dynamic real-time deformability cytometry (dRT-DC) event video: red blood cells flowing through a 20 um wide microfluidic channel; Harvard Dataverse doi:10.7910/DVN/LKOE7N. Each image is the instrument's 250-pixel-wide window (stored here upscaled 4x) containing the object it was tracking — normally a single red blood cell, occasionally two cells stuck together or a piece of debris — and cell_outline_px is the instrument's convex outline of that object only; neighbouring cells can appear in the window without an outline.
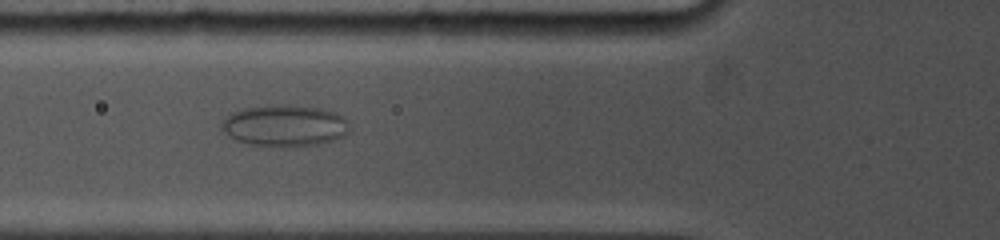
{"species": "common noctule bat (a hibernating species)", "species_latin": "Nyctalus noctula", "temperature_condition": "cold", "stored_images_in_passage": 45, "camera_frame_rate_fps": 5000, "um_per_image_px": 0.085, "animal": {"sex": "female", "body_mass_g": 19.0, "forearm_length_mm": 53.3}, "frame": {"image": 1, "passage_image": 14, "time_ms": 6.0, "image_size_px": [1000, 240], "cell_outline_px": [[348, 132], [344, 136], [332, 140], [316, 144], [288, 148], [272, 148], [252, 144], [236, 140], [228, 136], [220, 128], [220, 124], [232, 112], [244, 108], [272, 104], [284, 104], [316, 108], [336, 112], [344, 116], [348, 124]], "centroid_in_image_um": [24.17, 10.69], "position_along_channel_um": 101.6, "area_um2": 31.33}}
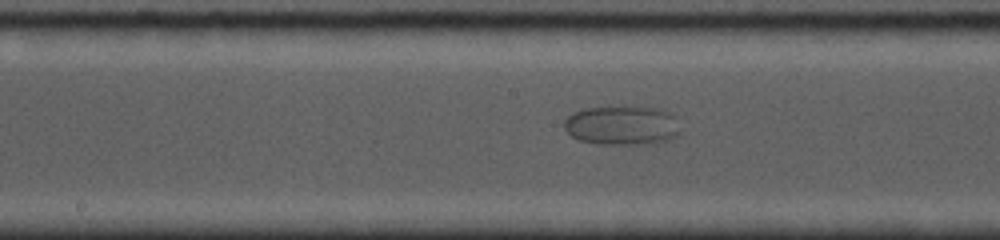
{"frame": {"image": 2, "passage_image": 22, "time_ms": 8.6, "image_size_px": [1000, 240], "cell_outline_px": [[680, 132], [676, 136], [668, 140], [652, 144], [600, 144], [580, 140], [572, 136], [564, 128], [564, 120], [568, 116], [576, 112], [588, 108], [664, 108], [676, 116]], "centroid_in_image_um": [52.93, 10.68], "position_along_channel_um": 195.3, "area_um2": 26.36}}
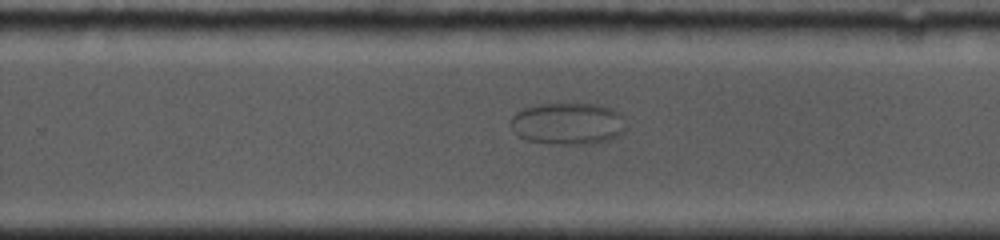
{"frame": {"image": 3, "passage_image": 27, "time_ms": 11.0, "image_size_px": [1000, 240], "cell_outline_px": [[628, 128], [624, 132], [608, 140], [588, 144], [548, 144], [528, 140], [516, 136], [512, 132], [508, 124], [508, 120], [516, 112], [524, 108], [540, 104], [600, 104], [612, 108], [620, 116]], "centroid_in_image_um": [48.2, 10.52], "position_along_channel_um": 281.6, "area_um2": 28.55}}